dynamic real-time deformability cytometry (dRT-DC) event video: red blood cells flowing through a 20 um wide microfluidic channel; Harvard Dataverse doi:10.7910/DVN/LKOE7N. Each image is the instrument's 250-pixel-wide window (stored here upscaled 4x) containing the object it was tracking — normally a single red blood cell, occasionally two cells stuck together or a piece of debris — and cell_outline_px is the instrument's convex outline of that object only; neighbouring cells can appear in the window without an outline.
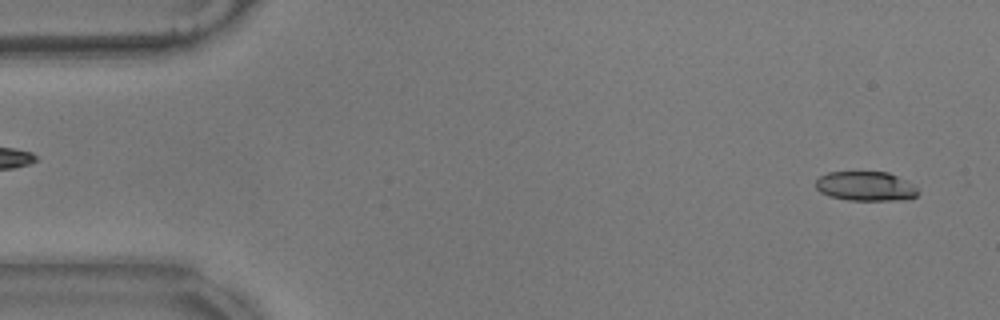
{"species": "common noctule bat (a hibernating species)", "species_latin": "Nyctalus noctula", "temperature_condition": "warm", "stored_images_in_passage": 15, "camera_frame_rate_fps": 3000, "um_per_image_px": 0.085, "animal": {"sex": "male", "body_mass_g": 17.9}, "frame": {"image": 1, "passage_image": 2, "time_ms": 0.333, "image_size_px": [1000, 320], "cell_outline_px": [[920, 192], [916, 196], [904, 200], [848, 200], [828, 196], [820, 192], [816, 188], [816, 180], [820, 176], [828, 172], [888, 172], [904, 180], [916, 188]], "centroid_in_image_um": [73.55, 15.84], "position_along_channel_um": 11.5, "area_um2": 17.46}}
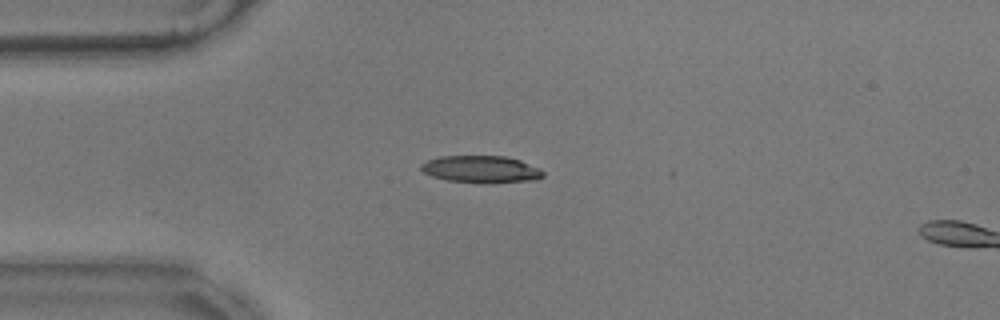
{"frame": {"image": 2, "passage_image": 13, "time_ms": 4.0, "image_size_px": [1000, 320], "cell_outline_px": [[544, 176], [536, 180], [484, 184], [480, 184], [448, 180], [432, 176], [424, 172], [420, 168], [420, 164], [428, 160], [440, 156], [504, 156], [520, 160], [540, 168], [544, 172]], "centroid_in_image_um": [40.92, 14.4], "position_along_channel_um": 44.1, "area_um2": 19.54}}